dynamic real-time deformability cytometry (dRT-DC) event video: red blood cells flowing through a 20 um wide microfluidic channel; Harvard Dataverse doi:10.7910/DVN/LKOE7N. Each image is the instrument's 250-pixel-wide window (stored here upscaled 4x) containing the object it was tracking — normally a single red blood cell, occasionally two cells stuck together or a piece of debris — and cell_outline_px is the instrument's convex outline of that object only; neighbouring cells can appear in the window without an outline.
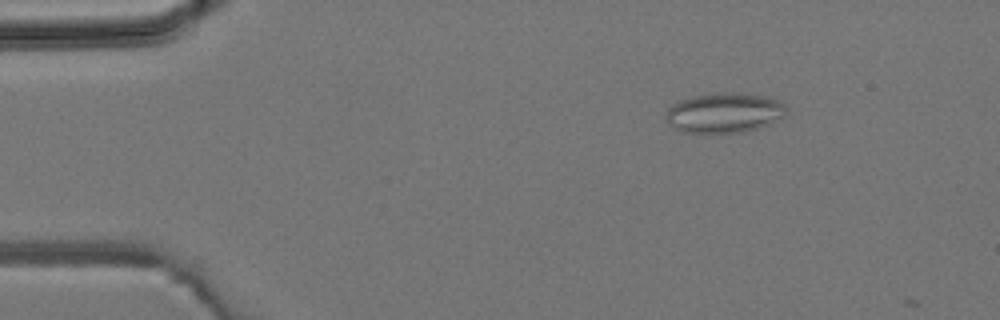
{"species": "common noctule bat (a hibernating species)", "species_latin": "Nyctalus noctula", "temperature_condition": "room temperature", "stored_images_in_passage": 3, "camera_frame_rate_fps": 3000, "um_per_image_px": 0.085, "animal": {"sex": "male", "body_mass_g": 19.2, "forearm_length_mm": 51.8}, "frame": {"image": 1, "passage_image": 1, "time_ms": 0.0, "image_size_px": [1000, 320], "cell_outline_px": [[784, 116], [772, 124], [760, 128], [740, 132], [680, 132], [672, 128], [668, 120], [668, 108], [676, 100], [692, 96], [720, 92], [736, 92], [772, 96], [784, 104]], "centroid_in_image_um": [61.58, 9.57], "position_along_channel_um": 23.4, "area_um2": 28.32}}